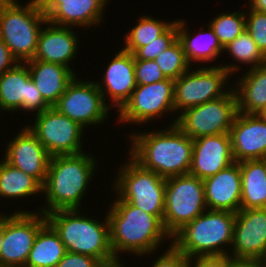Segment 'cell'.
Instances as JSON below:
<instances>
[{
  "label": "cell",
  "mask_w": 266,
  "mask_h": 267,
  "mask_svg": "<svg viewBox=\"0 0 266 267\" xmlns=\"http://www.w3.org/2000/svg\"><path fill=\"white\" fill-rule=\"evenodd\" d=\"M18 60L12 55L8 46L0 39V76L13 68Z\"/></svg>",
  "instance_id": "ab89813d"
},
{
  "label": "cell",
  "mask_w": 266,
  "mask_h": 267,
  "mask_svg": "<svg viewBox=\"0 0 266 267\" xmlns=\"http://www.w3.org/2000/svg\"><path fill=\"white\" fill-rule=\"evenodd\" d=\"M77 76L68 84L55 109L84 129L102 125L109 117L111 108L105 103L94 80H81Z\"/></svg>",
  "instance_id": "5bb4252c"
},
{
  "label": "cell",
  "mask_w": 266,
  "mask_h": 267,
  "mask_svg": "<svg viewBox=\"0 0 266 267\" xmlns=\"http://www.w3.org/2000/svg\"><path fill=\"white\" fill-rule=\"evenodd\" d=\"M104 265L92 256L66 252L56 267H103Z\"/></svg>",
  "instance_id": "74e56055"
},
{
  "label": "cell",
  "mask_w": 266,
  "mask_h": 267,
  "mask_svg": "<svg viewBox=\"0 0 266 267\" xmlns=\"http://www.w3.org/2000/svg\"><path fill=\"white\" fill-rule=\"evenodd\" d=\"M109 62L105 74L103 73L102 82L98 80L95 83L102 93L105 103L107 104L106 100L108 99L109 107L111 109L116 107V111H119L137 87L134 55L121 48ZM110 103L112 104L110 105Z\"/></svg>",
  "instance_id": "d6986e66"
},
{
  "label": "cell",
  "mask_w": 266,
  "mask_h": 267,
  "mask_svg": "<svg viewBox=\"0 0 266 267\" xmlns=\"http://www.w3.org/2000/svg\"><path fill=\"white\" fill-rule=\"evenodd\" d=\"M81 209L57 210L46 214L47 222L58 233L66 251L98 259L103 265L117 262L110 244L107 214L103 220L89 217ZM88 216V217H87Z\"/></svg>",
  "instance_id": "277c9868"
},
{
  "label": "cell",
  "mask_w": 266,
  "mask_h": 267,
  "mask_svg": "<svg viewBox=\"0 0 266 267\" xmlns=\"http://www.w3.org/2000/svg\"><path fill=\"white\" fill-rule=\"evenodd\" d=\"M188 267H231L229 255H208L189 258Z\"/></svg>",
  "instance_id": "f35d334b"
},
{
  "label": "cell",
  "mask_w": 266,
  "mask_h": 267,
  "mask_svg": "<svg viewBox=\"0 0 266 267\" xmlns=\"http://www.w3.org/2000/svg\"><path fill=\"white\" fill-rule=\"evenodd\" d=\"M207 25L208 29L204 30L202 26L203 31L200 29L192 36L186 20L179 18L177 20V39L182 44L186 59L191 66H194L192 63L206 64L215 61L224 52L214 30L209 24Z\"/></svg>",
  "instance_id": "d4e9b609"
},
{
  "label": "cell",
  "mask_w": 266,
  "mask_h": 267,
  "mask_svg": "<svg viewBox=\"0 0 266 267\" xmlns=\"http://www.w3.org/2000/svg\"><path fill=\"white\" fill-rule=\"evenodd\" d=\"M25 210L4 213L1 267H25L37 233L47 222L42 212Z\"/></svg>",
  "instance_id": "4fadbf2b"
},
{
  "label": "cell",
  "mask_w": 266,
  "mask_h": 267,
  "mask_svg": "<svg viewBox=\"0 0 266 267\" xmlns=\"http://www.w3.org/2000/svg\"><path fill=\"white\" fill-rule=\"evenodd\" d=\"M110 0H40L47 22L81 29L97 27L104 22ZM103 19V20H102Z\"/></svg>",
  "instance_id": "e0dca14e"
},
{
  "label": "cell",
  "mask_w": 266,
  "mask_h": 267,
  "mask_svg": "<svg viewBox=\"0 0 266 267\" xmlns=\"http://www.w3.org/2000/svg\"><path fill=\"white\" fill-rule=\"evenodd\" d=\"M155 62L165 77L172 80L178 79L193 67L188 63L182 44L178 39L159 54Z\"/></svg>",
  "instance_id": "d6a6232c"
},
{
  "label": "cell",
  "mask_w": 266,
  "mask_h": 267,
  "mask_svg": "<svg viewBox=\"0 0 266 267\" xmlns=\"http://www.w3.org/2000/svg\"><path fill=\"white\" fill-rule=\"evenodd\" d=\"M153 130L129 133L128 155L164 179L189 174L193 139L176 124Z\"/></svg>",
  "instance_id": "6da1fadb"
},
{
  "label": "cell",
  "mask_w": 266,
  "mask_h": 267,
  "mask_svg": "<svg viewBox=\"0 0 266 267\" xmlns=\"http://www.w3.org/2000/svg\"><path fill=\"white\" fill-rule=\"evenodd\" d=\"M231 267H266V260L261 258H231Z\"/></svg>",
  "instance_id": "60d3db41"
},
{
  "label": "cell",
  "mask_w": 266,
  "mask_h": 267,
  "mask_svg": "<svg viewBox=\"0 0 266 267\" xmlns=\"http://www.w3.org/2000/svg\"><path fill=\"white\" fill-rule=\"evenodd\" d=\"M66 252L58 233L46 222L37 233L25 267H56Z\"/></svg>",
  "instance_id": "83f0119b"
},
{
  "label": "cell",
  "mask_w": 266,
  "mask_h": 267,
  "mask_svg": "<svg viewBox=\"0 0 266 267\" xmlns=\"http://www.w3.org/2000/svg\"><path fill=\"white\" fill-rule=\"evenodd\" d=\"M124 262L123 261H117L115 263H112V264H108V265H104L103 267H124L125 264H123ZM127 267V266H125Z\"/></svg>",
  "instance_id": "ee69618b"
},
{
  "label": "cell",
  "mask_w": 266,
  "mask_h": 267,
  "mask_svg": "<svg viewBox=\"0 0 266 267\" xmlns=\"http://www.w3.org/2000/svg\"><path fill=\"white\" fill-rule=\"evenodd\" d=\"M0 0V39L18 62L34 59L38 37L47 22L39 1ZM23 4V5H22Z\"/></svg>",
  "instance_id": "8992f818"
},
{
  "label": "cell",
  "mask_w": 266,
  "mask_h": 267,
  "mask_svg": "<svg viewBox=\"0 0 266 267\" xmlns=\"http://www.w3.org/2000/svg\"><path fill=\"white\" fill-rule=\"evenodd\" d=\"M110 203L106 214L110 226V244L117 261H122L119 253H133L139 258L154 255L160 245L162 247L165 244L164 240H172L156 215L136 208L124 200H114Z\"/></svg>",
  "instance_id": "7a4b0ae2"
},
{
  "label": "cell",
  "mask_w": 266,
  "mask_h": 267,
  "mask_svg": "<svg viewBox=\"0 0 266 267\" xmlns=\"http://www.w3.org/2000/svg\"><path fill=\"white\" fill-rule=\"evenodd\" d=\"M244 11V12H243ZM218 13L209 25L224 48L246 30L245 10Z\"/></svg>",
  "instance_id": "1f68e13d"
},
{
  "label": "cell",
  "mask_w": 266,
  "mask_h": 267,
  "mask_svg": "<svg viewBox=\"0 0 266 267\" xmlns=\"http://www.w3.org/2000/svg\"><path fill=\"white\" fill-rule=\"evenodd\" d=\"M229 256L265 259L266 208L240 209L236 212Z\"/></svg>",
  "instance_id": "2e32d148"
},
{
  "label": "cell",
  "mask_w": 266,
  "mask_h": 267,
  "mask_svg": "<svg viewBox=\"0 0 266 267\" xmlns=\"http://www.w3.org/2000/svg\"><path fill=\"white\" fill-rule=\"evenodd\" d=\"M25 63L32 81L50 107L58 103L68 84L76 77L70 68L58 63L41 60H28Z\"/></svg>",
  "instance_id": "cb8c5ba5"
},
{
  "label": "cell",
  "mask_w": 266,
  "mask_h": 267,
  "mask_svg": "<svg viewBox=\"0 0 266 267\" xmlns=\"http://www.w3.org/2000/svg\"><path fill=\"white\" fill-rule=\"evenodd\" d=\"M246 30L266 56V13L257 12L250 8L245 11Z\"/></svg>",
  "instance_id": "e575fe53"
},
{
  "label": "cell",
  "mask_w": 266,
  "mask_h": 267,
  "mask_svg": "<svg viewBox=\"0 0 266 267\" xmlns=\"http://www.w3.org/2000/svg\"><path fill=\"white\" fill-rule=\"evenodd\" d=\"M238 163L242 181L241 209L266 208V159Z\"/></svg>",
  "instance_id": "4316f807"
},
{
  "label": "cell",
  "mask_w": 266,
  "mask_h": 267,
  "mask_svg": "<svg viewBox=\"0 0 266 267\" xmlns=\"http://www.w3.org/2000/svg\"><path fill=\"white\" fill-rule=\"evenodd\" d=\"M238 113L233 88L223 97L191 107L172 119L191 139L229 133Z\"/></svg>",
  "instance_id": "30bf717a"
},
{
  "label": "cell",
  "mask_w": 266,
  "mask_h": 267,
  "mask_svg": "<svg viewBox=\"0 0 266 267\" xmlns=\"http://www.w3.org/2000/svg\"><path fill=\"white\" fill-rule=\"evenodd\" d=\"M120 164L112 184L114 200H124L147 213L156 215L162 222L165 208L166 179L143 168L130 155Z\"/></svg>",
  "instance_id": "52a82bcc"
},
{
  "label": "cell",
  "mask_w": 266,
  "mask_h": 267,
  "mask_svg": "<svg viewBox=\"0 0 266 267\" xmlns=\"http://www.w3.org/2000/svg\"><path fill=\"white\" fill-rule=\"evenodd\" d=\"M1 160L0 197L17 200L42 193V185L35 178Z\"/></svg>",
  "instance_id": "f1b7e54d"
},
{
  "label": "cell",
  "mask_w": 266,
  "mask_h": 267,
  "mask_svg": "<svg viewBox=\"0 0 266 267\" xmlns=\"http://www.w3.org/2000/svg\"><path fill=\"white\" fill-rule=\"evenodd\" d=\"M225 51L228 56L230 55V57H232L234 62L236 61V64H232L230 62L227 65L225 63V65L218 64V66L224 67L232 75V77H234L233 74L239 73V70L242 68V64L245 65L244 67H247L246 65H250L249 69L266 65V56L258 48L247 30L225 46L224 52Z\"/></svg>",
  "instance_id": "f546056e"
},
{
  "label": "cell",
  "mask_w": 266,
  "mask_h": 267,
  "mask_svg": "<svg viewBox=\"0 0 266 267\" xmlns=\"http://www.w3.org/2000/svg\"><path fill=\"white\" fill-rule=\"evenodd\" d=\"M50 106L36 88L25 62H18L0 76V110L4 112H35L39 114ZM37 111V112H36Z\"/></svg>",
  "instance_id": "9a60e30c"
},
{
  "label": "cell",
  "mask_w": 266,
  "mask_h": 267,
  "mask_svg": "<svg viewBox=\"0 0 266 267\" xmlns=\"http://www.w3.org/2000/svg\"><path fill=\"white\" fill-rule=\"evenodd\" d=\"M161 255V256H160ZM151 267H188L189 258L181 253L170 241L168 249L160 254Z\"/></svg>",
  "instance_id": "8d00e7d4"
},
{
  "label": "cell",
  "mask_w": 266,
  "mask_h": 267,
  "mask_svg": "<svg viewBox=\"0 0 266 267\" xmlns=\"http://www.w3.org/2000/svg\"><path fill=\"white\" fill-rule=\"evenodd\" d=\"M134 67L137 85H147L167 79L155 60L134 59Z\"/></svg>",
  "instance_id": "d590c367"
},
{
  "label": "cell",
  "mask_w": 266,
  "mask_h": 267,
  "mask_svg": "<svg viewBox=\"0 0 266 267\" xmlns=\"http://www.w3.org/2000/svg\"><path fill=\"white\" fill-rule=\"evenodd\" d=\"M261 115L266 117V110Z\"/></svg>",
  "instance_id": "f6af8a7d"
},
{
  "label": "cell",
  "mask_w": 266,
  "mask_h": 267,
  "mask_svg": "<svg viewBox=\"0 0 266 267\" xmlns=\"http://www.w3.org/2000/svg\"><path fill=\"white\" fill-rule=\"evenodd\" d=\"M248 7L254 11L266 13V0H249Z\"/></svg>",
  "instance_id": "b9f144b4"
},
{
  "label": "cell",
  "mask_w": 266,
  "mask_h": 267,
  "mask_svg": "<svg viewBox=\"0 0 266 267\" xmlns=\"http://www.w3.org/2000/svg\"><path fill=\"white\" fill-rule=\"evenodd\" d=\"M206 207L204 182L190 174L166 179L163 226L171 238Z\"/></svg>",
  "instance_id": "ba28073f"
},
{
  "label": "cell",
  "mask_w": 266,
  "mask_h": 267,
  "mask_svg": "<svg viewBox=\"0 0 266 267\" xmlns=\"http://www.w3.org/2000/svg\"><path fill=\"white\" fill-rule=\"evenodd\" d=\"M231 76L218 65L191 67L174 80V112L179 115L188 108L225 96L232 89L228 82Z\"/></svg>",
  "instance_id": "9c48e42d"
},
{
  "label": "cell",
  "mask_w": 266,
  "mask_h": 267,
  "mask_svg": "<svg viewBox=\"0 0 266 267\" xmlns=\"http://www.w3.org/2000/svg\"><path fill=\"white\" fill-rule=\"evenodd\" d=\"M235 218L233 212L207 209L180 229L172 244L188 258L229 255Z\"/></svg>",
  "instance_id": "5b68a950"
},
{
  "label": "cell",
  "mask_w": 266,
  "mask_h": 267,
  "mask_svg": "<svg viewBox=\"0 0 266 267\" xmlns=\"http://www.w3.org/2000/svg\"><path fill=\"white\" fill-rule=\"evenodd\" d=\"M118 122L140 125L154 122L174 112V80L167 78L147 85H137L130 99L117 111ZM147 122V123H146Z\"/></svg>",
  "instance_id": "7c38bea8"
},
{
  "label": "cell",
  "mask_w": 266,
  "mask_h": 267,
  "mask_svg": "<svg viewBox=\"0 0 266 267\" xmlns=\"http://www.w3.org/2000/svg\"><path fill=\"white\" fill-rule=\"evenodd\" d=\"M92 155L82 152L52 156L42 185L45 203L35 211L46 215L57 210L80 209L87 188L91 186L94 174L99 169L98 158Z\"/></svg>",
  "instance_id": "3957f363"
},
{
  "label": "cell",
  "mask_w": 266,
  "mask_h": 267,
  "mask_svg": "<svg viewBox=\"0 0 266 267\" xmlns=\"http://www.w3.org/2000/svg\"><path fill=\"white\" fill-rule=\"evenodd\" d=\"M6 144L3 159L11 166L44 184L51 156L25 125Z\"/></svg>",
  "instance_id": "ac0fdd59"
},
{
  "label": "cell",
  "mask_w": 266,
  "mask_h": 267,
  "mask_svg": "<svg viewBox=\"0 0 266 267\" xmlns=\"http://www.w3.org/2000/svg\"><path fill=\"white\" fill-rule=\"evenodd\" d=\"M4 238V213H0V267H1V247Z\"/></svg>",
  "instance_id": "7bdbcfd3"
},
{
  "label": "cell",
  "mask_w": 266,
  "mask_h": 267,
  "mask_svg": "<svg viewBox=\"0 0 266 267\" xmlns=\"http://www.w3.org/2000/svg\"><path fill=\"white\" fill-rule=\"evenodd\" d=\"M33 117L34 122L26 126L51 157L84 152L82 140L85 129L77 122L61 114L55 107H50Z\"/></svg>",
  "instance_id": "8fae6325"
},
{
  "label": "cell",
  "mask_w": 266,
  "mask_h": 267,
  "mask_svg": "<svg viewBox=\"0 0 266 267\" xmlns=\"http://www.w3.org/2000/svg\"><path fill=\"white\" fill-rule=\"evenodd\" d=\"M159 20L151 15L139 16L137 24L133 25L124 35L123 49L134 54L140 47L146 46L162 35L173 23Z\"/></svg>",
  "instance_id": "4dcf8cb0"
},
{
  "label": "cell",
  "mask_w": 266,
  "mask_h": 267,
  "mask_svg": "<svg viewBox=\"0 0 266 267\" xmlns=\"http://www.w3.org/2000/svg\"><path fill=\"white\" fill-rule=\"evenodd\" d=\"M246 70L232 87L238 112L262 114L266 110V65Z\"/></svg>",
  "instance_id": "484cf974"
},
{
  "label": "cell",
  "mask_w": 266,
  "mask_h": 267,
  "mask_svg": "<svg viewBox=\"0 0 266 267\" xmlns=\"http://www.w3.org/2000/svg\"><path fill=\"white\" fill-rule=\"evenodd\" d=\"M177 40V19L159 37L146 46L140 47L133 55L134 59L155 60L159 54L165 51Z\"/></svg>",
  "instance_id": "836d02e7"
},
{
  "label": "cell",
  "mask_w": 266,
  "mask_h": 267,
  "mask_svg": "<svg viewBox=\"0 0 266 267\" xmlns=\"http://www.w3.org/2000/svg\"><path fill=\"white\" fill-rule=\"evenodd\" d=\"M208 210L236 213L241 209L242 181L239 163L203 180Z\"/></svg>",
  "instance_id": "603a6c76"
},
{
  "label": "cell",
  "mask_w": 266,
  "mask_h": 267,
  "mask_svg": "<svg viewBox=\"0 0 266 267\" xmlns=\"http://www.w3.org/2000/svg\"><path fill=\"white\" fill-rule=\"evenodd\" d=\"M229 135L235 162L266 159V117L238 112Z\"/></svg>",
  "instance_id": "ffe728a7"
},
{
  "label": "cell",
  "mask_w": 266,
  "mask_h": 267,
  "mask_svg": "<svg viewBox=\"0 0 266 267\" xmlns=\"http://www.w3.org/2000/svg\"><path fill=\"white\" fill-rule=\"evenodd\" d=\"M234 162L229 133L193 139L190 175L204 180Z\"/></svg>",
  "instance_id": "44dd1931"
},
{
  "label": "cell",
  "mask_w": 266,
  "mask_h": 267,
  "mask_svg": "<svg viewBox=\"0 0 266 267\" xmlns=\"http://www.w3.org/2000/svg\"><path fill=\"white\" fill-rule=\"evenodd\" d=\"M73 27L57 26L49 22L40 31L34 59L44 62L58 63L71 68V63L81 49L78 44V33Z\"/></svg>",
  "instance_id": "7402d4cb"
}]
</instances>
